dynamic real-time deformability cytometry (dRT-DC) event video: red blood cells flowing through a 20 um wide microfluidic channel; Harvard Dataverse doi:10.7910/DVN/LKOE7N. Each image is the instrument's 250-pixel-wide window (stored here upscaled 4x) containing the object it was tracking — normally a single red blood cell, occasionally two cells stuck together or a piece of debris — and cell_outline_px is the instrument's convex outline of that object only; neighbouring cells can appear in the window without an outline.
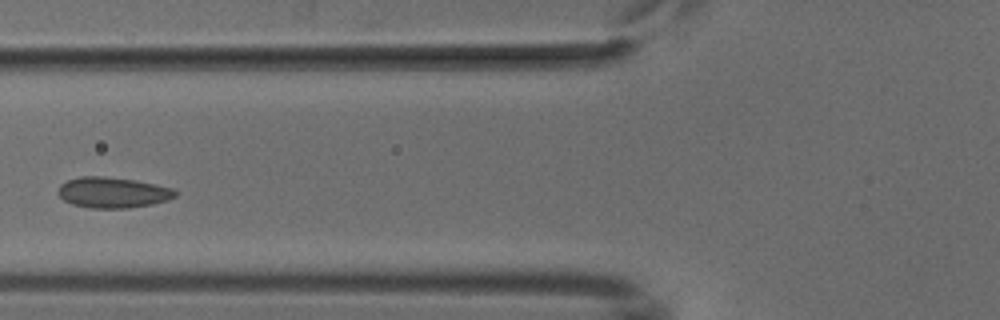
{"species": "common noctule bat (a hibernating species)", "species_latin": "Nyctalus noctula", "temperature_condition": "cold", "stored_images_in_passage": 5, "camera_frame_rate_fps": 3000, "um_per_image_px": 0.085, "animal": {"sex": "male", "body_mass_g": 18.8}, "frame": {"image": 1, "passage_image": 4, "time_ms": 3.667, "image_size_px": [1000, 320], "cell_outline_px": [[180, 192], [176, 196], [168, 200], [152, 204], [128, 208], [88, 208], [72, 204], [64, 200], [56, 192], [60, 184], [68, 180], [80, 176], [104, 176], [136, 180], [156, 184], [172, 188]], "centroid_in_image_um": [9.59, 16.36], "position_along_channel_um": 116.2, "area_um2": 21.21}}
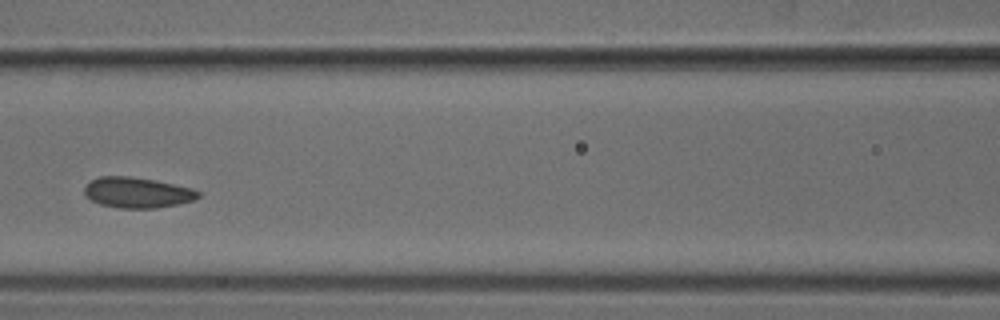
{"frame": {"image": 2, "passage_image": 5, "time_ms": 4.667, "image_size_px": [1000, 320], "cell_outline_px": [[200, 196], [196, 200], [156, 208], [120, 208], [100, 204], [92, 200], [84, 192], [84, 188], [92, 180], [100, 176], [128, 176], [156, 180], [192, 188], [200, 192]], "centroid_in_image_um": [11.7, 16.36], "position_along_channel_um": 154.9, "area_um2": 20.17}}